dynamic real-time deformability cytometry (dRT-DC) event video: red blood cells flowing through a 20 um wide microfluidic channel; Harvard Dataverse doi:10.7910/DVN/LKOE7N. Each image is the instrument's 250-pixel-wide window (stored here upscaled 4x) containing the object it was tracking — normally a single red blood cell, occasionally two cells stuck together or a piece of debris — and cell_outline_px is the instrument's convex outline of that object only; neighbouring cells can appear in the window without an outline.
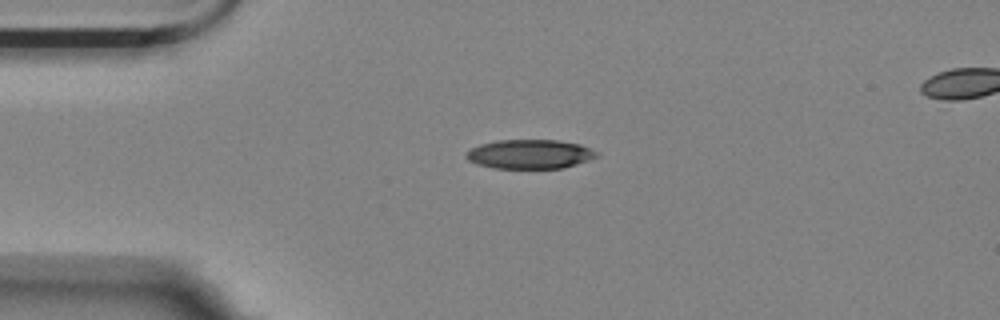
{"species": "Egyptian fruit bat (a non-hibernating species)", "species_latin": "Rousettus aegyptiacus", "temperature_condition": "room temperature", "stored_images_in_passage": 3, "camera_frame_rate_fps": 3000, "um_per_image_px": 0.085, "animal": {"sex": "female"}, "frame": {"image": 1, "passage_image": 1, "time_ms": 0.0, "image_size_px": [1000, 320], "cell_outline_px": [[600, 156], [564, 168], [492, 168], [468, 160], [464, 156], [472, 148], [480, 144], [496, 140], [556, 140], [580, 144], [596, 152]], "centroid_in_image_um": [45.03, 13.1], "position_along_channel_um": 40.0, "area_um2": 22.02}}